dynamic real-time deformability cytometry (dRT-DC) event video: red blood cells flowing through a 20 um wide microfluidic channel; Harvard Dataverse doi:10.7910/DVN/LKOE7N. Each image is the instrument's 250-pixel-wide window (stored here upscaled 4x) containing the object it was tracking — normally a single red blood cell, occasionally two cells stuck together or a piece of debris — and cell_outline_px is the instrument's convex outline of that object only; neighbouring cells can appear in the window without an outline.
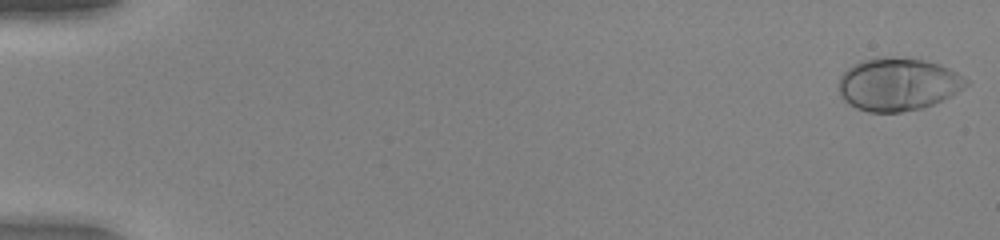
{"species": "human", "species_latin": "Homo sapiens", "temperature_condition": "warm", "stored_images_in_passage": 51, "camera_frame_rate_fps": 3000, "um_per_image_px": 0.085, "donor": {"sex": "female"}, "frame": {"image": 1, "passage_image": 1, "time_ms": 0.0, "image_size_px": [1000, 240], "cell_outline_px": [[968, 84], [964, 88], [952, 96], [932, 104], [920, 108], [900, 112], [868, 112], [856, 108], [848, 104], [840, 96], [836, 88], [840, 76], [852, 64], [876, 56], [892, 56], [920, 60], [940, 64], [964, 76], [968, 80]], "centroid_in_image_um": [76.28, 7.16], "position_along_channel_um": 8.7, "area_um2": 39.59}}
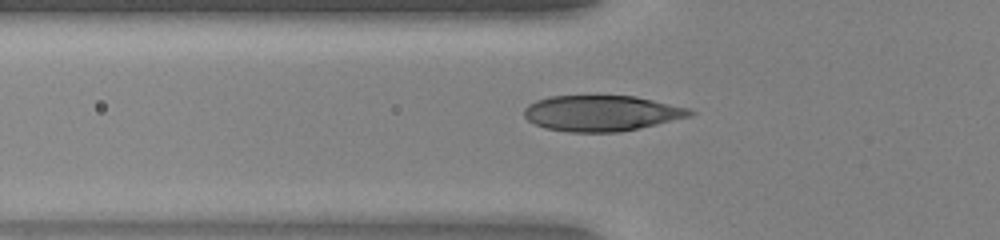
{"frame": {"image": 2, "passage_image": 19, "time_ms": 6.0, "image_size_px": [1000, 240], "cell_outline_px": [[696, 112], [692, 116], [620, 132], [568, 132], [544, 128], [528, 120], [524, 116], [524, 108], [528, 104], [536, 100], [548, 96], [636, 96], [692, 108]], "centroid_in_image_um": [51.15, 9.62], "position_along_channel_um": 74.6, "area_um2": 34.74}}
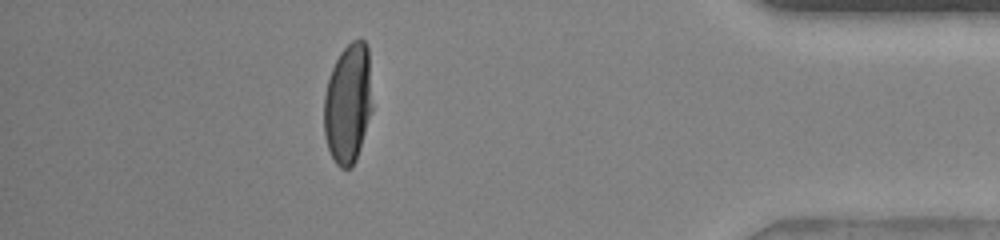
{"frame": {"image": 3, "passage_image": 46, "time_ms": 15.0, "image_size_px": [1000, 240], "cell_outline_px": [[372, 112], [356, 160], [352, 168], [340, 168], [336, 164], [328, 148], [324, 136], [324, 96], [328, 80], [332, 68], [340, 52], [352, 40], [364, 40], [368, 48], [372, 104]], "centroid_in_image_um": [29.58, 8.82], "position_along_channel_um": 405.6, "area_um2": 33.87}, "authors_computed_cell_mechanics": {"area_um2": 35.7782, "velocity_mm_per_s": 4.0812, "shape_relaxation_time_tau1_ms": 3.4914, "shape_relaxation_time_tau2_ms": null, "deformation_change_tau1": 0.2175, "deformation_change_tau2": null}}